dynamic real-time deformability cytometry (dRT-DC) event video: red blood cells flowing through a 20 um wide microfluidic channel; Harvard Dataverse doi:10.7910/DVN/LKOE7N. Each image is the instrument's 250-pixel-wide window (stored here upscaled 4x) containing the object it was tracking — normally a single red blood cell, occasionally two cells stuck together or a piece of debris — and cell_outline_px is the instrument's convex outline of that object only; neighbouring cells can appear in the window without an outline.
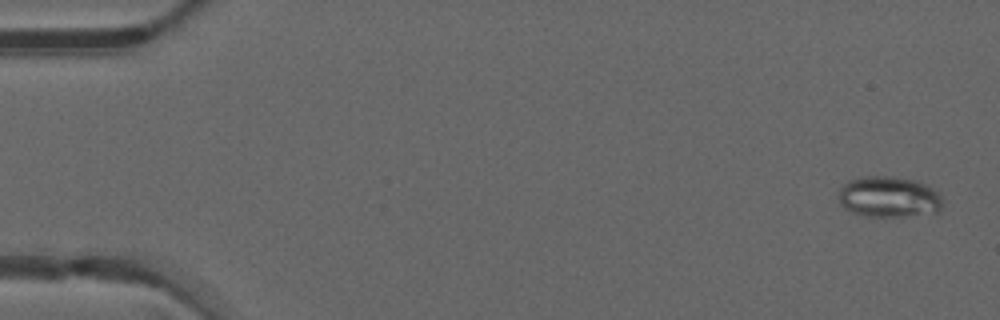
{"species": "common noctule bat (a hibernating species)", "species_latin": "Nyctalus noctula", "temperature_condition": "warm", "stored_images_in_passage": 49, "camera_frame_rate_fps": 3000, "um_per_image_px": 0.085, "animal": {"sex": "male", "forearm_length_mm": 52.5}, "frame": {"image": 1, "passage_image": 2, "time_ms": 0.333, "image_size_px": [1000, 320], "cell_outline_px": [[940, 212], [904, 216], [864, 216], [852, 212], [844, 208], [840, 204], [840, 188], [848, 180], [868, 176], [884, 176], [916, 180], [940, 192]], "centroid_in_image_um": [75.54, 16.74], "position_along_channel_um": 9.5, "area_um2": 24.62}}
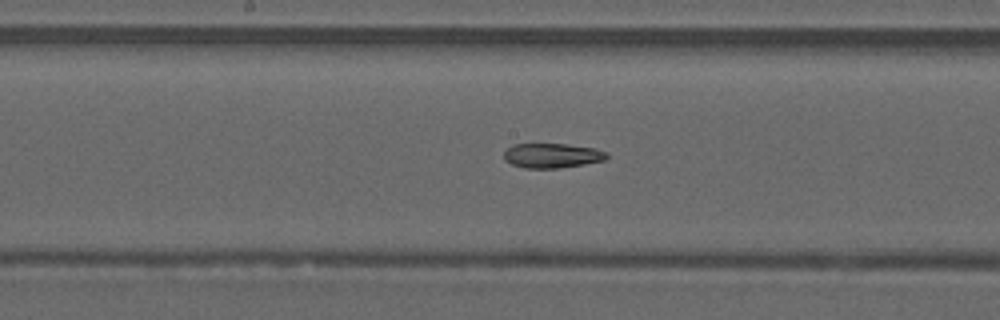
{"frame": {"image": 2, "passage_image": 26, "time_ms": 8.333, "image_size_px": [1000, 320], "cell_outline_px": [[608, 156], [604, 160], [584, 164], [560, 168], [524, 168], [512, 164], [504, 160], [504, 152], [512, 144], [568, 144], [596, 148], [608, 152]], "centroid_in_image_um": [46.93, 13.22], "position_along_channel_um": 201.3, "area_um2": 14.85}}
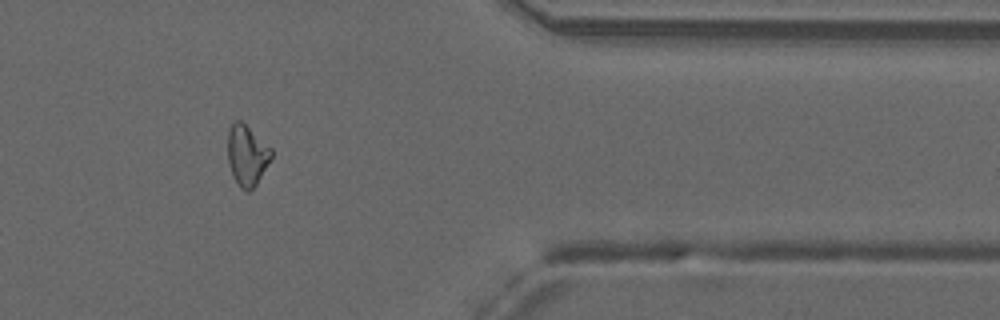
{"frame": {"image": 3, "passage_image": 41, "time_ms": 13.333, "image_size_px": [1000, 320], "cell_outline_px": [[272, 156], [256, 184], [248, 192], [240, 188], [232, 176], [228, 160], [228, 132], [232, 124], [236, 120], [240, 120], [272, 148]], "centroid_in_image_um": [20.98, 13.21], "position_along_channel_um": 390.4, "area_um2": 15.2}, "authors_computed_cell_mechanics": {"area_um2": 16.0106, "velocity_mm_per_s": 4.1975, "shape_relaxation_time_tau1_ms": null, "shape_relaxation_time_tau2_ms": 9.1517, "deformation_change_tau1": null, "deformation_change_tau2": 0.1343}}